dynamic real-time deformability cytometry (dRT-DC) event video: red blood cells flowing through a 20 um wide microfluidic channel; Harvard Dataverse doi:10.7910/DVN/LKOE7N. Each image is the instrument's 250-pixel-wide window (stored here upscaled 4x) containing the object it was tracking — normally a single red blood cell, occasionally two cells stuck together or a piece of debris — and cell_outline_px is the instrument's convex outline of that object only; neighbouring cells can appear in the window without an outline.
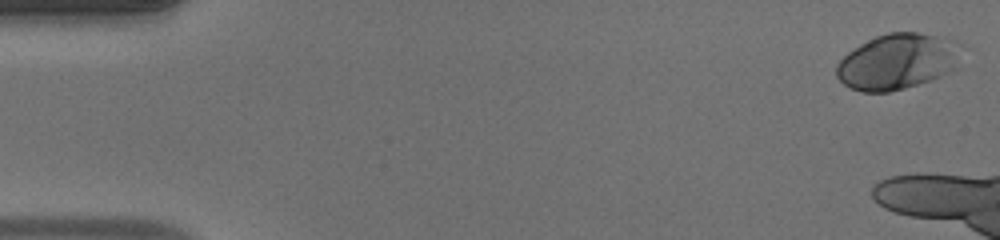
{"species": "human", "species_latin": "Homo sapiens", "temperature_condition": "warm", "stored_images_in_passage": 7, "camera_frame_rate_fps": 3000, "um_per_image_px": 0.085, "donor": {"sex": "male"}, "frame": {"image": 1, "passage_image": 1, "time_ms": 0.0, "image_size_px": [1000, 240], "cell_outline_px": [[964, 44], [956, 68], [952, 72], [932, 80], [904, 88], [888, 92], [860, 92], [844, 84], [836, 76], [836, 64], [848, 52], [860, 44], [876, 36], [888, 32], [916, 32], [944, 36], [956, 40]], "centroid_in_image_um": [76.35, 5.22], "position_along_channel_um": 8.6, "area_um2": 41.21}}